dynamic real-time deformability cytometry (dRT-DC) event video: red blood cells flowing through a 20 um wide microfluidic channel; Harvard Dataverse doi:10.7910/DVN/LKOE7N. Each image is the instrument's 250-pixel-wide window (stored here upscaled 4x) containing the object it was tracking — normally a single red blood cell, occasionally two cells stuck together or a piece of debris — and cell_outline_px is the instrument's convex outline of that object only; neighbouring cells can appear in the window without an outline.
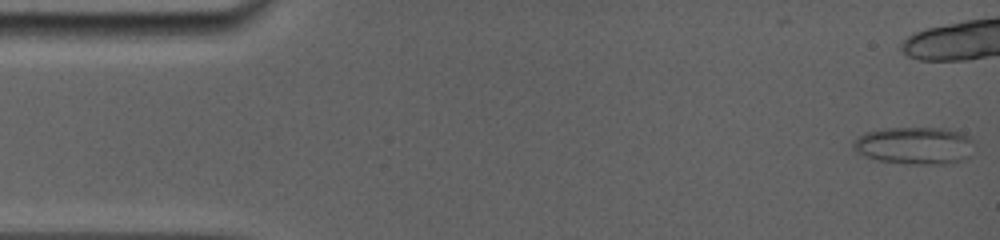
{"species": "common noctule bat (a hibernating species)", "species_latin": "Nyctalus noctula", "temperature_condition": "room temperature", "stored_images_in_passage": 63, "camera_frame_rate_fps": 5000, "um_per_image_px": 0.085, "animal": {"sex": "female", "body_mass_g": 19.0, "forearm_length_mm": 56.7}, "frame": {"image": 1, "passage_image": 1, "time_ms": 0.0, "image_size_px": [1000, 240], "cell_outline_px": [[972, 156], [964, 160], [952, 164], [904, 164], [880, 160], [868, 156], [852, 148], [852, 140], [856, 136], [864, 132], [884, 128], [944, 128], [968, 136], [972, 140]], "centroid_in_image_um": [77.75, 12.38], "position_along_channel_um": 7.3, "area_um2": 26.53}}
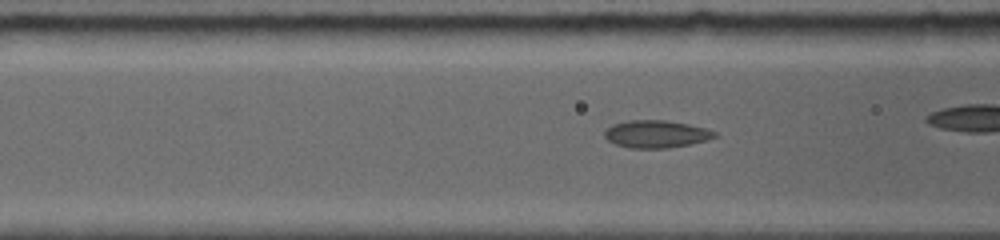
{"frame": {"image": 2, "passage_image": 28, "time_ms": 5.8, "image_size_px": [1000, 240], "cell_outline_px": [[716, 136], [708, 140], [692, 144], [668, 148], [628, 148], [616, 144], [608, 140], [604, 136], [604, 132], [612, 124], [628, 120], [664, 120], [688, 124], [704, 128], [716, 132]], "centroid_in_image_um": [55.76, 11.4], "position_along_channel_um": 110.8, "area_um2": 17.63}}
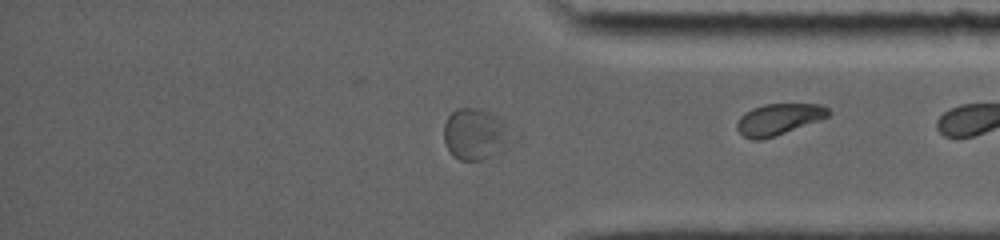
{"frame": {"image": 3, "passage_image": 62, "time_ms": 13.2, "image_size_px": [1000, 240], "cell_outline_px": [[520, 140], [500, 152], [492, 156], [480, 160], [460, 160], [452, 156], [444, 140], [444, 124], [448, 116], [456, 108], [472, 108], [488, 112], [504, 120], [520, 136]], "centroid_in_image_um": [40.55, 11.42], "position_along_channel_um": 394.7, "area_um2": 21.15}}